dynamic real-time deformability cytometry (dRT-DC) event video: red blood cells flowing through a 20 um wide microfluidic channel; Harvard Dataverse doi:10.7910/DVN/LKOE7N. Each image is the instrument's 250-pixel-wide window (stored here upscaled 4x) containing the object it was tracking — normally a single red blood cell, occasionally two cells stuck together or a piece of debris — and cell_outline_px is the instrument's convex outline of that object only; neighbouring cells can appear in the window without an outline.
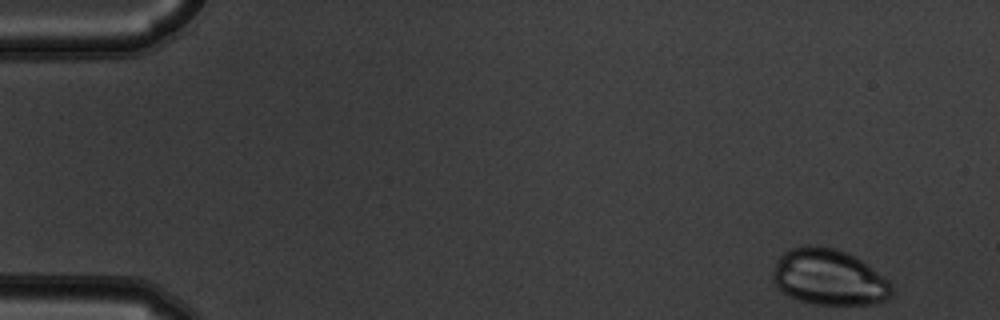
{"species": "common noctule bat (a hibernating species)", "species_latin": "Nyctalus noctula", "temperature_condition": "warm", "stored_images_in_passage": 51, "camera_frame_rate_fps": 3000, "um_per_image_px": 0.085, "animal": {"sex": "male", "body_mass_g": 19.5, "forearm_length_mm": 54.6}, "frame": {"image": 1, "passage_image": 1, "time_ms": 0.0, "image_size_px": [1000, 320], "cell_outline_px": [[892, 292], [884, 300], [872, 304], [816, 304], [800, 300], [784, 292], [776, 284], [772, 276], [772, 272], [780, 256], [784, 252], [792, 248], [808, 244], [832, 248], [848, 252], [868, 264], [888, 280], [892, 284]], "centroid_in_image_um": [70.47, 23.55], "position_along_channel_um": 14.5, "area_um2": 38.38}}
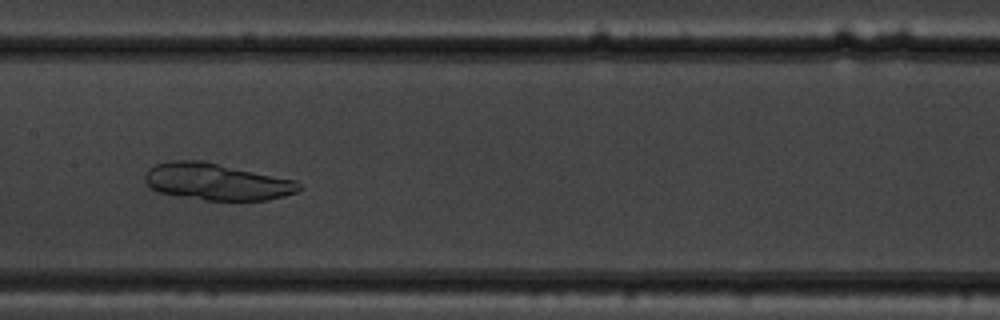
{"frame": {"image": 2, "passage_image": 25, "time_ms": 8.0, "image_size_px": [1000, 320], "cell_outline_px": [[304, 188], [296, 192], [284, 196], [268, 200], [204, 200], [160, 192], [152, 188], [144, 180], [144, 176], [148, 168], [156, 164], [168, 160], [204, 160], [296, 180]], "centroid_in_image_um": [18.44, 15.43], "position_along_channel_um": 189.0, "area_um2": 33.23}}
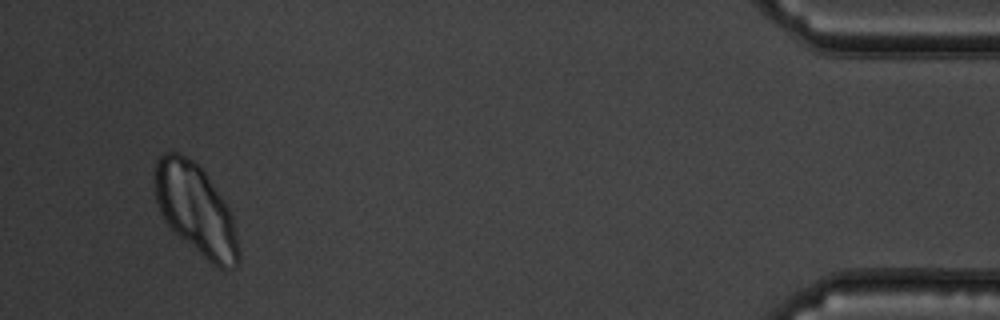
{"frame": {"image": 3, "passage_image": 49, "time_ms": 16.0, "image_size_px": [1000, 320], "cell_outline_px": [[240, 260], [228, 272], [216, 268], [180, 236], [164, 220], [160, 212], [156, 200], [152, 176], [156, 160], [164, 152], [176, 152], [192, 160], [204, 172], [228, 208], [232, 216], [240, 252]], "centroid_in_image_um": [16.62, 17.83], "position_along_channel_um": 418.6, "area_um2": 43.93}}